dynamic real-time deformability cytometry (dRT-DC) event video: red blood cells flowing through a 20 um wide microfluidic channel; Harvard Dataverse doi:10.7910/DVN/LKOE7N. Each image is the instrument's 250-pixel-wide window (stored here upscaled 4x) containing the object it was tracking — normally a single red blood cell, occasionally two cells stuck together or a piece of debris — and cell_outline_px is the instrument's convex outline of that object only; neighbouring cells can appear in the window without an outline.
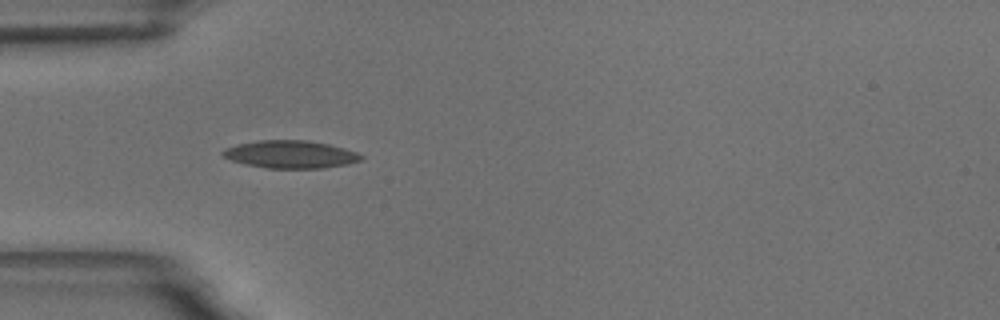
{"species": "common noctule bat (a hibernating species)", "species_latin": "Nyctalus noctula", "temperature_condition": "room temperature", "stored_images_in_passage": 4, "camera_frame_rate_fps": 3000, "um_per_image_px": 0.085, "animal": {"sex": "male", "body_mass_g": 18.8}, "frame": {"image": 1, "passage_image": 3, "time_ms": 3.333, "image_size_px": [1000, 320], "cell_outline_px": [[364, 160], [348, 164], [324, 168], [268, 168], [244, 164], [232, 160], [224, 156], [220, 152], [224, 148], [236, 144], [260, 140], [304, 140], [328, 144], [344, 148], [356, 152], [364, 156]], "centroid_in_image_um": [24.7, 13.12], "position_along_channel_um": 60.3, "area_um2": 22.37}}
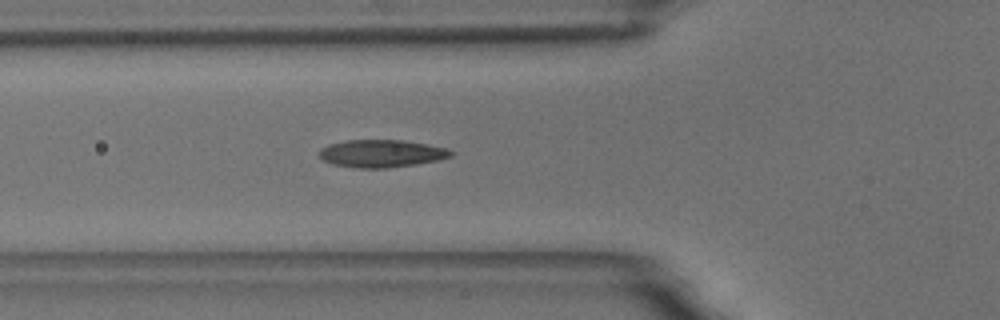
{"frame": {"image": 2, "passage_image": 4, "time_ms": 4.333, "image_size_px": [1000, 320], "cell_outline_px": [[456, 152], [452, 156], [440, 160], [416, 164], [388, 168], [360, 168], [332, 164], [324, 160], [320, 156], [320, 148], [328, 144], [348, 140], [404, 140], [428, 144], [448, 148]], "centroid_in_image_um": [32.49, 13.04], "position_along_channel_um": 93.3, "area_um2": 21.33}}